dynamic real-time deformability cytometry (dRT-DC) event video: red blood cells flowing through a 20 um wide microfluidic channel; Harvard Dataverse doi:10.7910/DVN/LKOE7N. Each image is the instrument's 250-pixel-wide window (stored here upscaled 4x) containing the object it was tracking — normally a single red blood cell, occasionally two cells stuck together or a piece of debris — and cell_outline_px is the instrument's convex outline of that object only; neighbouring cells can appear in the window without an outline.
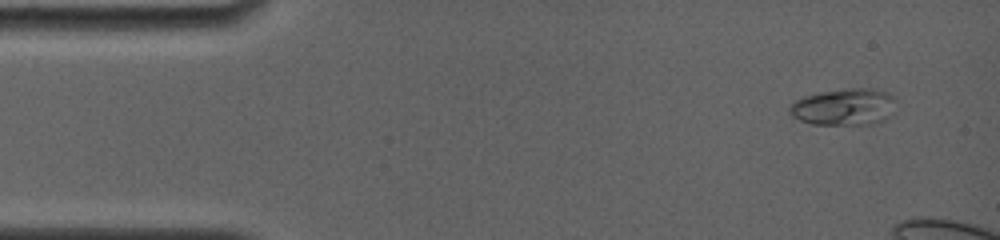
{"species": "common noctule bat (a hibernating species)", "species_latin": "Nyctalus noctula", "temperature_condition": "room temperature", "stored_images_in_passage": 14, "camera_frame_rate_fps": 4000, "um_per_image_px": 0.085, "animal": {"sex": "female", "body_mass_g": 19.0, "forearm_length_mm": 56.7}, "frame": {"image": 1, "passage_image": 5, "time_ms": 1.25, "image_size_px": [1000, 240], "cell_outline_px": [[888, 96], [840, 124], [812, 124], [800, 120], [792, 112], [792, 104], [796, 100], [804, 96], [824, 92], [856, 88], [872, 88]], "centroid_in_image_um": [70.99, 8.95], "position_along_channel_um": 14.0, "area_um2": 16.7}}